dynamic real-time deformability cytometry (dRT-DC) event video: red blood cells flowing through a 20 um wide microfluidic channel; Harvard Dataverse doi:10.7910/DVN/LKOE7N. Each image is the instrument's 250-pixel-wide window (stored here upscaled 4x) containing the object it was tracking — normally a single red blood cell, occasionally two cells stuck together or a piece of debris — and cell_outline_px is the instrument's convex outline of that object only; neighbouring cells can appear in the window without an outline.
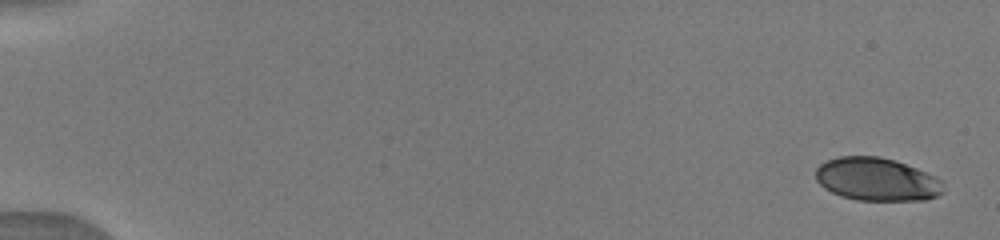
{"species": "human", "species_latin": "Homo sapiens", "temperature_condition": "warm", "stored_images_in_passage": 33, "camera_frame_rate_fps": 3000, "um_per_image_px": 0.085, "donor": {"sex": "male"}, "frame": {"image": 1, "passage_image": 1, "time_ms": 0.0, "image_size_px": [1000, 240], "cell_outline_px": [[944, 192], [928, 200], [856, 200], [840, 196], [824, 188], [816, 180], [816, 168], [820, 164], [828, 160], [840, 156], [880, 156], [896, 160], [936, 176], [944, 180]], "centroid_in_image_um": [74.56, 15.24], "position_along_channel_um": 10.4, "area_um2": 32.37}}
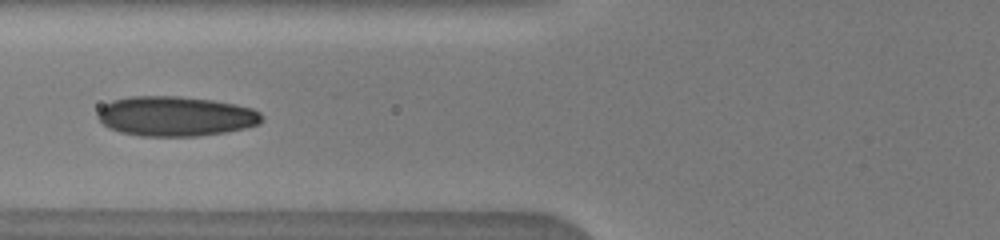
{"frame": {"image": 2, "passage_image": 13, "time_ms": 6.667, "image_size_px": [1000, 240], "cell_outline_px": [[264, 120], [260, 124], [244, 128], [224, 132], [196, 136], [140, 136], [120, 132], [108, 128], [96, 116], [100, 108], [104, 104], [112, 100], [128, 96], [180, 96], [212, 100], [236, 104], [252, 108], [260, 112], [264, 116]], "centroid_in_image_um": [14.93, 9.87], "position_along_channel_um": 110.9, "area_um2": 38.38}}
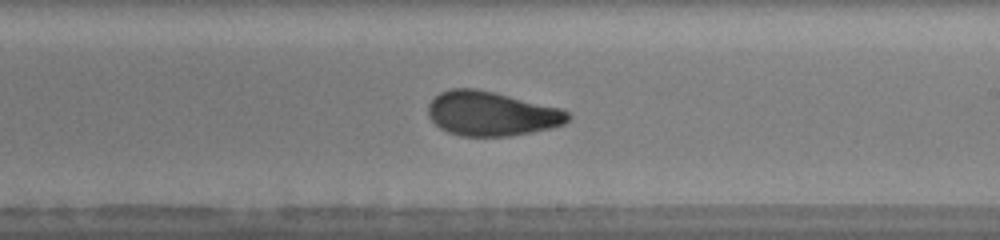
{"frame": {"image": 3, "passage_image": 26, "time_ms": 10.0, "image_size_px": [1000, 240], "cell_outline_px": [[572, 116], [564, 124], [552, 128], [532, 132], [508, 136], [460, 136], [448, 132], [440, 128], [428, 116], [428, 104], [440, 92], [452, 88], [476, 88], [496, 92], [560, 108], [568, 112]], "centroid_in_image_um": [41.78, 9.66], "position_along_channel_um": 247.2, "area_um2": 36.3}}